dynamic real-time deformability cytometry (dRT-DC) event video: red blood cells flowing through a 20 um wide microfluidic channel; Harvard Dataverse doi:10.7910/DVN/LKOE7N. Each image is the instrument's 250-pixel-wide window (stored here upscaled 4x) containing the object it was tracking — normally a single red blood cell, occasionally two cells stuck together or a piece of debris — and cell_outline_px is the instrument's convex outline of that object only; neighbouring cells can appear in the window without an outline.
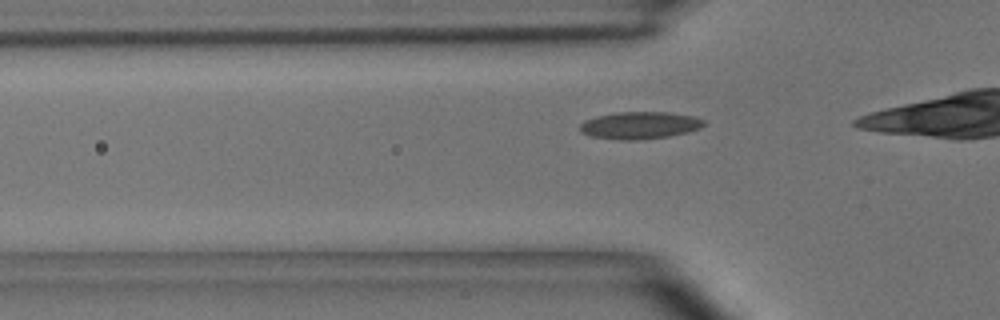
{"species": "common noctule bat (a hibernating species)", "species_latin": "Nyctalus noctula", "temperature_condition": "room temperature", "stored_images_in_passage": 17, "camera_frame_rate_fps": 3000, "um_per_image_px": 0.085, "animal": {"sex": "male", "body_mass_g": 15.6}, "frame": {"image": 1, "passage_image": 8, "time_ms": 2.333, "image_size_px": [1000, 320], "cell_outline_px": [[704, 124], [700, 128], [688, 132], [668, 136], [640, 140], [620, 140], [592, 136], [580, 132], [580, 124], [584, 120], [596, 116], [616, 112], [668, 112], [692, 116], [704, 120]], "centroid_in_image_um": [54.35, 10.65], "position_along_channel_um": 71.4, "area_um2": 19.65}}
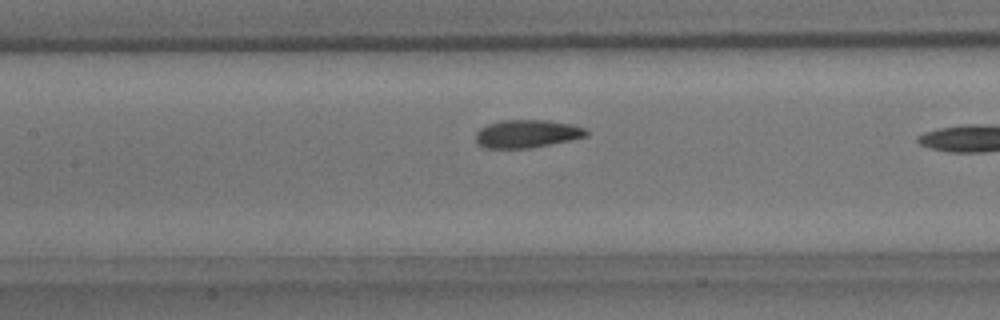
{"frame": {"image": 2, "passage_image": 15, "time_ms": 4.667, "image_size_px": [1000, 320], "cell_outline_px": [[588, 136], [528, 148], [484, 148], [476, 144], [476, 132], [480, 128], [488, 124], [504, 120], [548, 120], [572, 124], [584, 128], [588, 132]], "centroid_in_image_um": [44.76, 11.36], "position_along_channel_um": 162.6, "area_um2": 17.92}}